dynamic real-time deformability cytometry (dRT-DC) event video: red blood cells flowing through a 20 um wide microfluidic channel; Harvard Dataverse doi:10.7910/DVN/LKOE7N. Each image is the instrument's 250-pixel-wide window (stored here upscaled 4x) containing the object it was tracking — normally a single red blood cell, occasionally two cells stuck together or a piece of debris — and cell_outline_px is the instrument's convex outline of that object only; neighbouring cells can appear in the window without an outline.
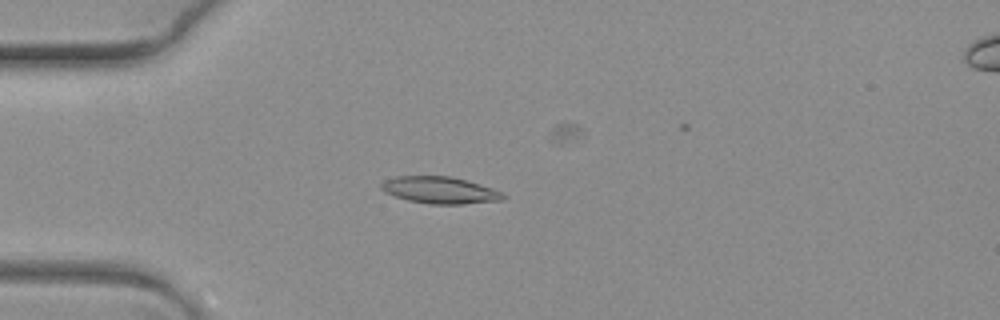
{"species": "common noctule bat (a hibernating species)", "species_latin": "Nyctalus noctula", "temperature_condition": "warm", "stored_images_in_passage": 9, "camera_frame_rate_fps": 3000, "um_per_image_px": 0.085, "animal": {"sex": "female", "body_mass_g": 19.3, "forearm_length_mm": 54.1}, "frame": {"image": 1, "passage_image": 5, "time_ms": 1.333, "image_size_px": [1000, 320], "cell_outline_px": [[508, 196], [504, 200], [464, 204], [432, 204], [408, 200], [384, 192], [380, 188], [380, 184], [384, 180], [396, 176], [452, 176], [492, 188]], "centroid_in_image_um": [37.39, 16.16], "position_along_channel_um": 47.6, "area_um2": 19.07}}
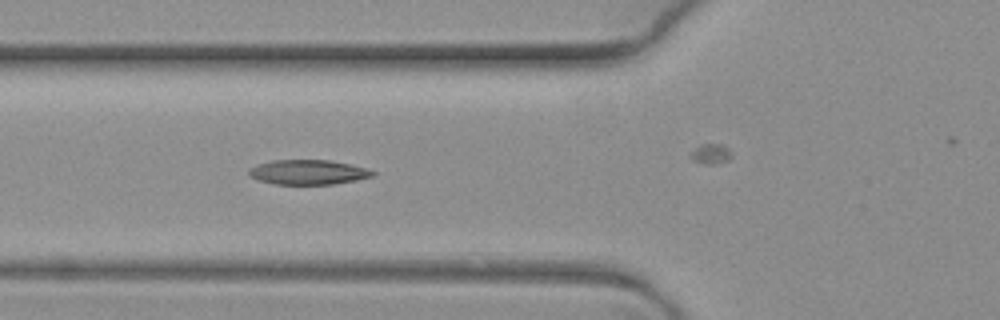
{"frame": {"image": 2, "passage_image": 7, "time_ms": 2.0, "image_size_px": [1000, 320], "cell_outline_px": [[376, 172], [372, 176], [356, 180], [332, 184], [276, 184], [260, 180], [248, 176], [248, 168], [256, 164], [272, 160], [328, 160], [348, 164], [364, 168]], "centroid_in_image_um": [26.12, 14.63], "position_along_channel_um": 99.7, "area_um2": 17.69}}